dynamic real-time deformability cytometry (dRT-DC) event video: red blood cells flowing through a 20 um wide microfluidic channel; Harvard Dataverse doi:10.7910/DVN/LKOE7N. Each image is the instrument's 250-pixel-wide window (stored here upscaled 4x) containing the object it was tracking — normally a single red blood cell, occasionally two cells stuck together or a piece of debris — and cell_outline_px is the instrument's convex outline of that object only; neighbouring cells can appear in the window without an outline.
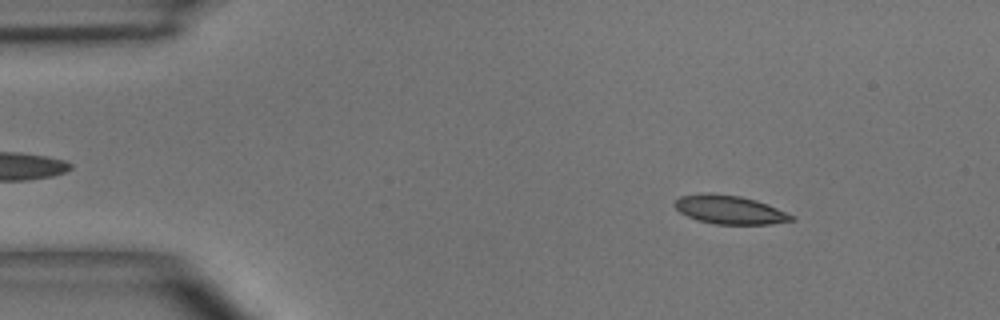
{"species": "common noctule bat (a hibernating species)", "species_latin": "Nyctalus noctula", "temperature_condition": "room temperature", "stored_images_in_passage": 3, "camera_frame_rate_fps": 3000, "um_per_image_px": 0.085, "animal": {"sex": "male", "body_mass_g": 15.6}, "frame": {"image": 1, "passage_image": 1, "time_ms": 0.0, "image_size_px": [1000, 320], "cell_outline_px": [[796, 220], [768, 224], [716, 224], [696, 220], [680, 212], [672, 204], [680, 196], [740, 196], [756, 200], [776, 208], [792, 216]], "centroid_in_image_um": [62.04, 17.88], "position_along_channel_um": 23.0, "area_um2": 18.44}}